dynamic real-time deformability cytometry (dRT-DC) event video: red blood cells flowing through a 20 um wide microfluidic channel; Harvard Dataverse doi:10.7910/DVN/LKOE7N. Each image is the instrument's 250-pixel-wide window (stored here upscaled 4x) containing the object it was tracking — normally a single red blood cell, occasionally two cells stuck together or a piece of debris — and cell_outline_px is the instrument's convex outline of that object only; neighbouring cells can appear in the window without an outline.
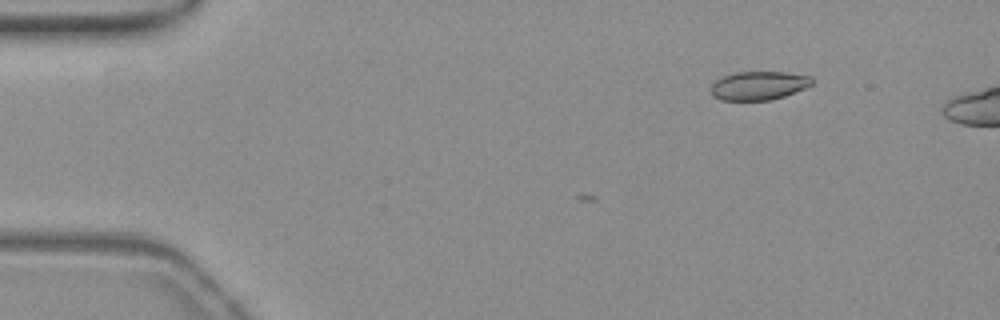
{"species": "common noctule bat (a hibernating species)", "species_latin": "Nyctalus noctula", "temperature_condition": "warm", "stored_images_in_passage": 4, "camera_frame_rate_fps": 3000, "um_per_image_px": 0.085, "animal": {"sex": "female", "body_mass_g": 19.3, "forearm_length_mm": 54.1}, "frame": {"image": 1, "passage_image": 1, "time_ms": 0.0, "image_size_px": [1000, 320], "cell_outline_px": [[812, 84], [804, 88], [784, 96], [772, 100], [720, 100], [712, 96], [712, 84], [716, 80], [724, 76], [736, 72], [784, 72], [812, 76]], "centroid_in_image_um": [64.49, 7.28], "position_along_channel_um": 20.5, "area_um2": 16.76}}